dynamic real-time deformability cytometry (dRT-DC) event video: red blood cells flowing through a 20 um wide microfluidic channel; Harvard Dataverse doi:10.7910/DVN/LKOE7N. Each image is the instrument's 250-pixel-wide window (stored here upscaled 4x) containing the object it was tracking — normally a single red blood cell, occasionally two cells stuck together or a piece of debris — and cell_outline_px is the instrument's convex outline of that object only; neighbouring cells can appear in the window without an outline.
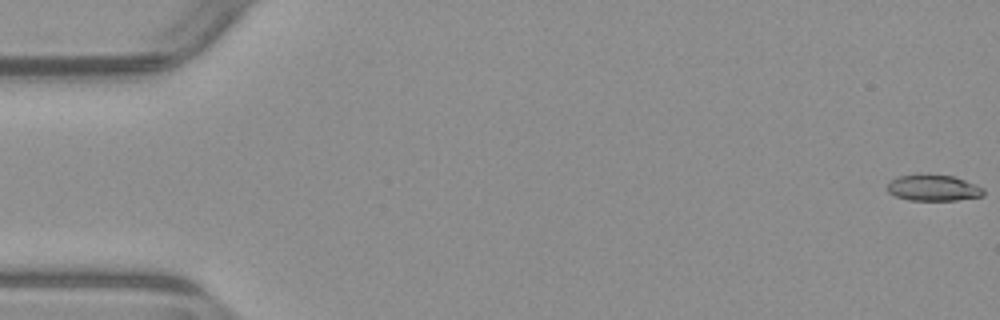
{"species": "common noctule bat (a hibernating species)", "species_latin": "Nyctalus noctula", "temperature_condition": "warm", "stored_images_in_passage": 54, "camera_frame_rate_fps": 3000, "um_per_image_px": 0.085, "animal": {"sex": "male", "body_mass_g": 23.1, "forearm_length_mm": 52.7}, "frame": {"image": 1, "passage_image": 1, "time_ms": 0.0, "image_size_px": [1000, 320], "cell_outline_px": [[984, 196], [956, 200], [908, 200], [896, 196], [888, 192], [888, 184], [892, 180], [900, 176], [952, 176], [964, 180], [984, 188]], "centroid_in_image_um": [79.37, 16.01], "position_along_channel_um": 5.6, "area_um2": 14.1}}
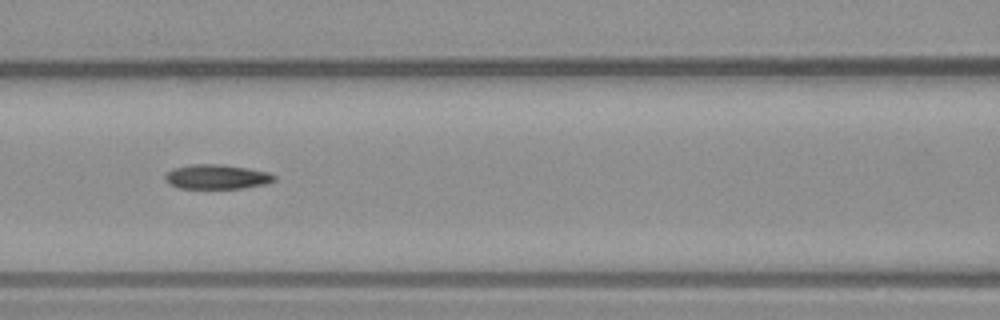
{"frame": {"image": 2, "passage_image": 24, "time_ms": 7.667, "image_size_px": [1000, 320], "cell_outline_px": [[276, 180], [268, 184], [244, 188], [180, 188], [168, 184], [164, 180], [164, 176], [172, 168], [192, 164], [220, 164], [248, 168], [268, 172], [276, 176]], "centroid_in_image_um": [18.43, 15.03], "position_along_channel_um": 148.2, "area_um2": 15.78}}
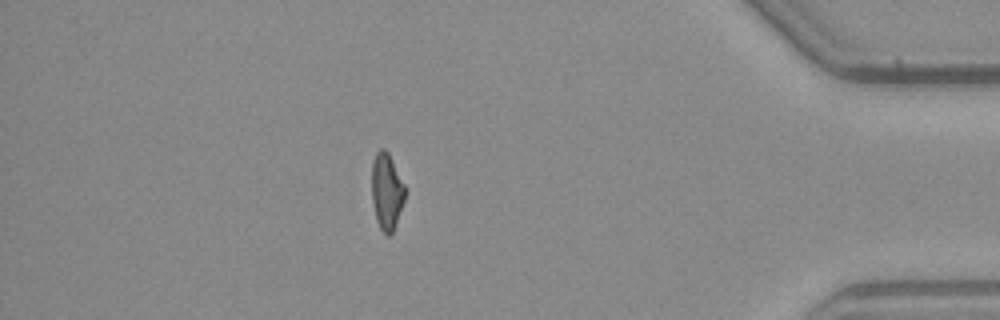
{"frame": {"image": 3, "passage_image": 47, "time_ms": 15.333, "image_size_px": [1000, 320], "cell_outline_px": [[404, 200], [396, 224], [392, 232], [388, 236], [380, 228], [376, 220], [372, 200], [372, 160], [376, 152], [380, 148], [384, 148], [388, 152], [404, 184]], "centroid_in_image_um": [32.85, 16.25], "position_along_channel_um": 402.4, "area_um2": 14.68}, "authors_computed_cell_mechanics": {"area_um2": 15.4904, "velocity_mm_per_s": 3.9218, "shape_relaxation_time_tau1_ms": null, "shape_relaxation_time_tau2_ms": 6.8325, "deformation_change_tau1": null, "deformation_change_tau2": 0.165}}